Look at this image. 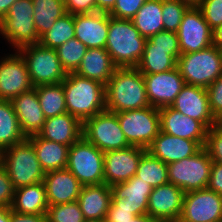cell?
Instances as JSON below:
<instances>
[{
  "label": "cell",
  "mask_w": 222,
  "mask_h": 222,
  "mask_svg": "<svg viewBox=\"0 0 222 222\" xmlns=\"http://www.w3.org/2000/svg\"><path fill=\"white\" fill-rule=\"evenodd\" d=\"M106 110L119 113L149 107L143 74L136 67L117 68L105 85Z\"/></svg>",
  "instance_id": "1"
},
{
  "label": "cell",
  "mask_w": 222,
  "mask_h": 222,
  "mask_svg": "<svg viewBox=\"0 0 222 222\" xmlns=\"http://www.w3.org/2000/svg\"><path fill=\"white\" fill-rule=\"evenodd\" d=\"M62 84L67 113L82 123L106 110L105 85L102 83L75 73H67Z\"/></svg>",
  "instance_id": "2"
},
{
  "label": "cell",
  "mask_w": 222,
  "mask_h": 222,
  "mask_svg": "<svg viewBox=\"0 0 222 222\" xmlns=\"http://www.w3.org/2000/svg\"><path fill=\"white\" fill-rule=\"evenodd\" d=\"M146 38L140 35L131 19H117L109 15V29L105 45L118 68L136 67L144 53Z\"/></svg>",
  "instance_id": "3"
},
{
  "label": "cell",
  "mask_w": 222,
  "mask_h": 222,
  "mask_svg": "<svg viewBox=\"0 0 222 222\" xmlns=\"http://www.w3.org/2000/svg\"><path fill=\"white\" fill-rule=\"evenodd\" d=\"M0 163L6 169L15 189L43 182L45 172L35 149L26 138L0 152Z\"/></svg>",
  "instance_id": "4"
},
{
  "label": "cell",
  "mask_w": 222,
  "mask_h": 222,
  "mask_svg": "<svg viewBox=\"0 0 222 222\" xmlns=\"http://www.w3.org/2000/svg\"><path fill=\"white\" fill-rule=\"evenodd\" d=\"M176 67L185 84L207 88L222 75V51L211 45L203 50L181 54Z\"/></svg>",
  "instance_id": "5"
},
{
  "label": "cell",
  "mask_w": 222,
  "mask_h": 222,
  "mask_svg": "<svg viewBox=\"0 0 222 222\" xmlns=\"http://www.w3.org/2000/svg\"><path fill=\"white\" fill-rule=\"evenodd\" d=\"M33 15L32 0H17L0 21V36L14 48L13 52L23 46L39 43Z\"/></svg>",
  "instance_id": "6"
},
{
  "label": "cell",
  "mask_w": 222,
  "mask_h": 222,
  "mask_svg": "<svg viewBox=\"0 0 222 222\" xmlns=\"http://www.w3.org/2000/svg\"><path fill=\"white\" fill-rule=\"evenodd\" d=\"M17 51L26 62L33 87L59 84L66 78L67 73L61 65L56 49L36 43L23 46Z\"/></svg>",
  "instance_id": "7"
},
{
  "label": "cell",
  "mask_w": 222,
  "mask_h": 222,
  "mask_svg": "<svg viewBox=\"0 0 222 222\" xmlns=\"http://www.w3.org/2000/svg\"><path fill=\"white\" fill-rule=\"evenodd\" d=\"M66 168L82 186L104 183V153L83 136L69 147Z\"/></svg>",
  "instance_id": "8"
},
{
  "label": "cell",
  "mask_w": 222,
  "mask_h": 222,
  "mask_svg": "<svg viewBox=\"0 0 222 222\" xmlns=\"http://www.w3.org/2000/svg\"><path fill=\"white\" fill-rule=\"evenodd\" d=\"M213 161L202 147L194 155L167 164L168 180L183 190L184 193L207 188Z\"/></svg>",
  "instance_id": "9"
},
{
  "label": "cell",
  "mask_w": 222,
  "mask_h": 222,
  "mask_svg": "<svg viewBox=\"0 0 222 222\" xmlns=\"http://www.w3.org/2000/svg\"><path fill=\"white\" fill-rule=\"evenodd\" d=\"M131 146L147 149L161 131L159 109L153 106L116 113Z\"/></svg>",
  "instance_id": "10"
},
{
  "label": "cell",
  "mask_w": 222,
  "mask_h": 222,
  "mask_svg": "<svg viewBox=\"0 0 222 222\" xmlns=\"http://www.w3.org/2000/svg\"><path fill=\"white\" fill-rule=\"evenodd\" d=\"M82 136L103 153L131 146L121 129L117 114L108 110L86 119Z\"/></svg>",
  "instance_id": "11"
},
{
  "label": "cell",
  "mask_w": 222,
  "mask_h": 222,
  "mask_svg": "<svg viewBox=\"0 0 222 222\" xmlns=\"http://www.w3.org/2000/svg\"><path fill=\"white\" fill-rule=\"evenodd\" d=\"M178 222H222V196L208 187L184 193Z\"/></svg>",
  "instance_id": "12"
},
{
  "label": "cell",
  "mask_w": 222,
  "mask_h": 222,
  "mask_svg": "<svg viewBox=\"0 0 222 222\" xmlns=\"http://www.w3.org/2000/svg\"><path fill=\"white\" fill-rule=\"evenodd\" d=\"M181 54L196 52L213 45V30L198 7H189L176 32Z\"/></svg>",
  "instance_id": "13"
},
{
  "label": "cell",
  "mask_w": 222,
  "mask_h": 222,
  "mask_svg": "<svg viewBox=\"0 0 222 222\" xmlns=\"http://www.w3.org/2000/svg\"><path fill=\"white\" fill-rule=\"evenodd\" d=\"M32 87L26 62L17 50L0 56V99L11 100Z\"/></svg>",
  "instance_id": "14"
},
{
  "label": "cell",
  "mask_w": 222,
  "mask_h": 222,
  "mask_svg": "<svg viewBox=\"0 0 222 222\" xmlns=\"http://www.w3.org/2000/svg\"><path fill=\"white\" fill-rule=\"evenodd\" d=\"M147 149L130 146L104 152V183L108 186L128 181L136 175L138 163Z\"/></svg>",
  "instance_id": "15"
},
{
  "label": "cell",
  "mask_w": 222,
  "mask_h": 222,
  "mask_svg": "<svg viewBox=\"0 0 222 222\" xmlns=\"http://www.w3.org/2000/svg\"><path fill=\"white\" fill-rule=\"evenodd\" d=\"M143 77L149 104L158 109L171 106L185 85L177 67L166 72L143 74Z\"/></svg>",
  "instance_id": "16"
},
{
  "label": "cell",
  "mask_w": 222,
  "mask_h": 222,
  "mask_svg": "<svg viewBox=\"0 0 222 222\" xmlns=\"http://www.w3.org/2000/svg\"><path fill=\"white\" fill-rule=\"evenodd\" d=\"M184 192L172 183L154 187L149 195L147 215L159 222H178Z\"/></svg>",
  "instance_id": "17"
},
{
  "label": "cell",
  "mask_w": 222,
  "mask_h": 222,
  "mask_svg": "<svg viewBox=\"0 0 222 222\" xmlns=\"http://www.w3.org/2000/svg\"><path fill=\"white\" fill-rule=\"evenodd\" d=\"M171 107L183 115L200 121L207 129L215 125L206 88L185 84Z\"/></svg>",
  "instance_id": "18"
},
{
  "label": "cell",
  "mask_w": 222,
  "mask_h": 222,
  "mask_svg": "<svg viewBox=\"0 0 222 222\" xmlns=\"http://www.w3.org/2000/svg\"><path fill=\"white\" fill-rule=\"evenodd\" d=\"M159 113L162 132L205 146L208 129L200 121L183 115L171 106L160 108Z\"/></svg>",
  "instance_id": "19"
},
{
  "label": "cell",
  "mask_w": 222,
  "mask_h": 222,
  "mask_svg": "<svg viewBox=\"0 0 222 222\" xmlns=\"http://www.w3.org/2000/svg\"><path fill=\"white\" fill-rule=\"evenodd\" d=\"M75 38L89 48H105L108 29L109 14L94 12L74 14Z\"/></svg>",
  "instance_id": "20"
},
{
  "label": "cell",
  "mask_w": 222,
  "mask_h": 222,
  "mask_svg": "<svg viewBox=\"0 0 222 222\" xmlns=\"http://www.w3.org/2000/svg\"><path fill=\"white\" fill-rule=\"evenodd\" d=\"M153 187L136 175L125 182L111 186L112 201L110 205H126L135 210V216L147 215L148 199Z\"/></svg>",
  "instance_id": "21"
},
{
  "label": "cell",
  "mask_w": 222,
  "mask_h": 222,
  "mask_svg": "<svg viewBox=\"0 0 222 222\" xmlns=\"http://www.w3.org/2000/svg\"><path fill=\"white\" fill-rule=\"evenodd\" d=\"M43 184L48 205L77 201L82 188L80 182L67 168L46 172Z\"/></svg>",
  "instance_id": "22"
},
{
  "label": "cell",
  "mask_w": 222,
  "mask_h": 222,
  "mask_svg": "<svg viewBox=\"0 0 222 222\" xmlns=\"http://www.w3.org/2000/svg\"><path fill=\"white\" fill-rule=\"evenodd\" d=\"M201 148L196 141L179 138L160 131L147 148V151L153 157L170 164L194 155Z\"/></svg>",
  "instance_id": "23"
},
{
  "label": "cell",
  "mask_w": 222,
  "mask_h": 222,
  "mask_svg": "<svg viewBox=\"0 0 222 222\" xmlns=\"http://www.w3.org/2000/svg\"><path fill=\"white\" fill-rule=\"evenodd\" d=\"M20 128L26 137L38 134L46 120L36 93V88L21 93L10 100Z\"/></svg>",
  "instance_id": "24"
},
{
  "label": "cell",
  "mask_w": 222,
  "mask_h": 222,
  "mask_svg": "<svg viewBox=\"0 0 222 222\" xmlns=\"http://www.w3.org/2000/svg\"><path fill=\"white\" fill-rule=\"evenodd\" d=\"M83 123L69 113L47 118L38 136L49 141L71 146L82 137Z\"/></svg>",
  "instance_id": "25"
},
{
  "label": "cell",
  "mask_w": 222,
  "mask_h": 222,
  "mask_svg": "<svg viewBox=\"0 0 222 222\" xmlns=\"http://www.w3.org/2000/svg\"><path fill=\"white\" fill-rule=\"evenodd\" d=\"M117 68L105 48H89L74 73L106 85Z\"/></svg>",
  "instance_id": "26"
},
{
  "label": "cell",
  "mask_w": 222,
  "mask_h": 222,
  "mask_svg": "<svg viewBox=\"0 0 222 222\" xmlns=\"http://www.w3.org/2000/svg\"><path fill=\"white\" fill-rule=\"evenodd\" d=\"M77 201L85 219H105L112 201L111 187L105 183L82 186Z\"/></svg>",
  "instance_id": "27"
},
{
  "label": "cell",
  "mask_w": 222,
  "mask_h": 222,
  "mask_svg": "<svg viewBox=\"0 0 222 222\" xmlns=\"http://www.w3.org/2000/svg\"><path fill=\"white\" fill-rule=\"evenodd\" d=\"M180 55V48L155 47L154 43L146 39L144 53L136 68L142 74L166 72L176 68Z\"/></svg>",
  "instance_id": "28"
},
{
  "label": "cell",
  "mask_w": 222,
  "mask_h": 222,
  "mask_svg": "<svg viewBox=\"0 0 222 222\" xmlns=\"http://www.w3.org/2000/svg\"><path fill=\"white\" fill-rule=\"evenodd\" d=\"M27 139L33 145L37 159L45 173L67 167L69 146L46 140L37 134L28 136Z\"/></svg>",
  "instance_id": "29"
},
{
  "label": "cell",
  "mask_w": 222,
  "mask_h": 222,
  "mask_svg": "<svg viewBox=\"0 0 222 222\" xmlns=\"http://www.w3.org/2000/svg\"><path fill=\"white\" fill-rule=\"evenodd\" d=\"M49 205L43 182L15 189L12 210L22 214H46Z\"/></svg>",
  "instance_id": "30"
},
{
  "label": "cell",
  "mask_w": 222,
  "mask_h": 222,
  "mask_svg": "<svg viewBox=\"0 0 222 222\" xmlns=\"http://www.w3.org/2000/svg\"><path fill=\"white\" fill-rule=\"evenodd\" d=\"M131 21L146 39L163 31L162 0H147Z\"/></svg>",
  "instance_id": "31"
},
{
  "label": "cell",
  "mask_w": 222,
  "mask_h": 222,
  "mask_svg": "<svg viewBox=\"0 0 222 222\" xmlns=\"http://www.w3.org/2000/svg\"><path fill=\"white\" fill-rule=\"evenodd\" d=\"M26 138L10 100L0 99V152Z\"/></svg>",
  "instance_id": "32"
},
{
  "label": "cell",
  "mask_w": 222,
  "mask_h": 222,
  "mask_svg": "<svg viewBox=\"0 0 222 222\" xmlns=\"http://www.w3.org/2000/svg\"><path fill=\"white\" fill-rule=\"evenodd\" d=\"M34 25L39 38L66 14L64 0H32Z\"/></svg>",
  "instance_id": "33"
},
{
  "label": "cell",
  "mask_w": 222,
  "mask_h": 222,
  "mask_svg": "<svg viewBox=\"0 0 222 222\" xmlns=\"http://www.w3.org/2000/svg\"><path fill=\"white\" fill-rule=\"evenodd\" d=\"M35 88L39 104L46 119L67 112L62 83L38 85Z\"/></svg>",
  "instance_id": "34"
},
{
  "label": "cell",
  "mask_w": 222,
  "mask_h": 222,
  "mask_svg": "<svg viewBox=\"0 0 222 222\" xmlns=\"http://www.w3.org/2000/svg\"><path fill=\"white\" fill-rule=\"evenodd\" d=\"M136 176L153 188L169 183L167 164L146 151L137 167Z\"/></svg>",
  "instance_id": "35"
},
{
  "label": "cell",
  "mask_w": 222,
  "mask_h": 222,
  "mask_svg": "<svg viewBox=\"0 0 222 222\" xmlns=\"http://www.w3.org/2000/svg\"><path fill=\"white\" fill-rule=\"evenodd\" d=\"M72 38H75L74 15L66 13L40 37L39 43L44 47L57 49Z\"/></svg>",
  "instance_id": "36"
},
{
  "label": "cell",
  "mask_w": 222,
  "mask_h": 222,
  "mask_svg": "<svg viewBox=\"0 0 222 222\" xmlns=\"http://www.w3.org/2000/svg\"><path fill=\"white\" fill-rule=\"evenodd\" d=\"M87 47L77 38H72L56 49L58 58L66 73H74L79 67Z\"/></svg>",
  "instance_id": "37"
},
{
  "label": "cell",
  "mask_w": 222,
  "mask_h": 222,
  "mask_svg": "<svg viewBox=\"0 0 222 222\" xmlns=\"http://www.w3.org/2000/svg\"><path fill=\"white\" fill-rule=\"evenodd\" d=\"M47 222H84L85 218L78 201L49 205Z\"/></svg>",
  "instance_id": "38"
},
{
  "label": "cell",
  "mask_w": 222,
  "mask_h": 222,
  "mask_svg": "<svg viewBox=\"0 0 222 222\" xmlns=\"http://www.w3.org/2000/svg\"><path fill=\"white\" fill-rule=\"evenodd\" d=\"M189 6L178 0H162V21L164 30L177 32L184 13Z\"/></svg>",
  "instance_id": "39"
},
{
  "label": "cell",
  "mask_w": 222,
  "mask_h": 222,
  "mask_svg": "<svg viewBox=\"0 0 222 222\" xmlns=\"http://www.w3.org/2000/svg\"><path fill=\"white\" fill-rule=\"evenodd\" d=\"M198 8L213 31L222 26V0H202Z\"/></svg>",
  "instance_id": "40"
},
{
  "label": "cell",
  "mask_w": 222,
  "mask_h": 222,
  "mask_svg": "<svg viewBox=\"0 0 222 222\" xmlns=\"http://www.w3.org/2000/svg\"><path fill=\"white\" fill-rule=\"evenodd\" d=\"M205 149L213 162L222 164V129L213 125L207 130Z\"/></svg>",
  "instance_id": "41"
},
{
  "label": "cell",
  "mask_w": 222,
  "mask_h": 222,
  "mask_svg": "<svg viewBox=\"0 0 222 222\" xmlns=\"http://www.w3.org/2000/svg\"><path fill=\"white\" fill-rule=\"evenodd\" d=\"M147 0H116L115 6L108 13L117 19H132Z\"/></svg>",
  "instance_id": "42"
},
{
  "label": "cell",
  "mask_w": 222,
  "mask_h": 222,
  "mask_svg": "<svg viewBox=\"0 0 222 222\" xmlns=\"http://www.w3.org/2000/svg\"><path fill=\"white\" fill-rule=\"evenodd\" d=\"M15 188L4 166L0 163V207H11Z\"/></svg>",
  "instance_id": "43"
},
{
  "label": "cell",
  "mask_w": 222,
  "mask_h": 222,
  "mask_svg": "<svg viewBox=\"0 0 222 222\" xmlns=\"http://www.w3.org/2000/svg\"><path fill=\"white\" fill-rule=\"evenodd\" d=\"M211 113L216 118L222 113V75L207 88Z\"/></svg>",
  "instance_id": "44"
},
{
  "label": "cell",
  "mask_w": 222,
  "mask_h": 222,
  "mask_svg": "<svg viewBox=\"0 0 222 222\" xmlns=\"http://www.w3.org/2000/svg\"><path fill=\"white\" fill-rule=\"evenodd\" d=\"M135 217V210L126 205H110L105 221L106 222H129Z\"/></svg>",
  "instance_id": "45"
},
{
  "label": "cell",
  "mask_w": 222,
  "mask_h": 222,
  "mask_svg": "<svg viewBox=\"0 0 222 222\" xmlns=\"http://www.w3.org/2000/svg\"><path fill=\"white\" fill-rule=\"evenodd\" d=\"M66 13L85 14L98 12L96 10V0H64Z\"/></svg>",
  "instance_id": "46"
},
{
  "label": "cell",
  "mask_w": 222,
  "mask_h": 222,
  "mask_svg": "<svg viewBox=\"0 0 222 222\" xmlns=\"http://www.w3.org/2000/svg\"><path fill=\"white\" fill-rule=\"evenodd\" d=\"M148 39L155 44V47L180 48L179 40L175 32L163 30Z\"/></svg>",
  "instance_id": "47"
},
{
  "label": "cell",
  "mask_w": 222,
  "mask_h": 222,
  "mask_svg": "<svg viewBox=\"0 0 222 222\" xmlns=\"http://www.w3.org/2000/svg\"><path fill=\"white\" fill-rule=\"evenodd\" d=\"M208 188L222 196V164L212 163Z\"/></svg>",
  "instance_id": "48"
},
{
  "label": "cell",
  "mask_w": 222,
  "mask_h": 222,
  "mask_svg": "<svg viewBox=\"0 0 222 222\" xmlns=\"http://www.w3.org/2000/svg\"><path fill=\"white\" fill-rule=\"evenodd\" d=\"M10 222H47L46 214H22L12 210Z\"/></svg>",
  "instance_id": "49"
},
{
  "label": "cell",
  "mask_w": 222,
  "mask_h": 222,
  "mask_svg": "<svg viewBox=\"0 0 222 222\" xmlns=\"http://www.w3.org/2000/svg\"><path fill=\"white\" fill-rule=\"evenodd\" d=\"M116 0H96V10L98 12L109 13L115 6Z\"/></svg>",
  "instance_id": "50"
},
{
  "label": "cell",
  "mask_w": 222,
  "mask_h": 222,
  "mask_svg": "<svg viewBox=\"0 0 222 222\" xmlns=\"http://www.w3.org/2000/svg\"><path fill=\"white\" fill-rule=\"evenodd\" d=\"M17 0H0V21L5 17L8 13L9 8L16 2Z\"/></svg>",
  "instance_id": "51"
},
{
  "label": "cell",
  "mask_w": 222,
  "mask_h": 222,
  "mask_svg": "<svg viewBox=\"0 0 222 222\" xmlns=\"http://www.w3.org/2000/svg\"><path fill=\"white\" fill-rule=\"evenodd\" d=\"M213 45L222 51V26L213 31Z\"/></svg>",
  "instance_id": "52"
},
{
  "label": "cell",
  "mask_w": 222,
  "mask_h": 222,
  "mask_svg": "<svg viewBox=\"0 0 222 222\" xmlns=\"http://www.w3.org/2000/svg\"><path fill=\"white\" fill-rule=\"evenodd\" d=\"M11 207H0V222H10Z\"/></svg>",
  "instance_id": "53"
},
{
  "label": "cell",
  "mask_w": 222,
  "mask_h": 222,
  "mask_svg": "<svg viewBox=\"0 0 222 222\" xmlns=\"http://www.w3.org/2000/svg\"><path fill=\"white\" fill-rule=\"evenodd\" d=\"M129 222H159L156 219H153L149 215H139L135 216L131 221Z\"/></svg>",
  "instance_id": "54"
},
{
  "label": "cell",
  "mask_w": 222,
  "mask_h": 222,
  "mask_svg": "<svg viewBox=\"0 0 222 222\" xmlns=\"http://www.w3.org/2000/svg\"><path fill=\"white\" fill-rule=\"evenodd\" d=\"M182 3L187 4L189 7H198L202 0H178Z\"/></svg>",
  "instance_id": "55"
},
{
  "label": "cell",
  "mask_w": 222,
  "mask_h": 222,
  "mask_svg": "<svg viewBox=\"0 0 222 222\" xmlns=\"http://www.w3.org/2000/svg\"><path fill=\"white\" fill-rule=\"evenodd\" d=\"M215 125L222 129V113L215 118Z\"/></svg>",
  "instance_id": "56"
},
{
  "label": "cell",
  "mask_w": 222,
  "mask_h": 222,
  "mask_svg": "<svg viewBox=\"0 0 222 222\" xmlns=\"http://www.w3.org/2000/svg\"><path fill=\"white\" fill-rule=\"evenodd\" d=\"M84 222H106L105 219H85Z\"/></svg>",
  "instance_id": "57"
}]
</instances>
